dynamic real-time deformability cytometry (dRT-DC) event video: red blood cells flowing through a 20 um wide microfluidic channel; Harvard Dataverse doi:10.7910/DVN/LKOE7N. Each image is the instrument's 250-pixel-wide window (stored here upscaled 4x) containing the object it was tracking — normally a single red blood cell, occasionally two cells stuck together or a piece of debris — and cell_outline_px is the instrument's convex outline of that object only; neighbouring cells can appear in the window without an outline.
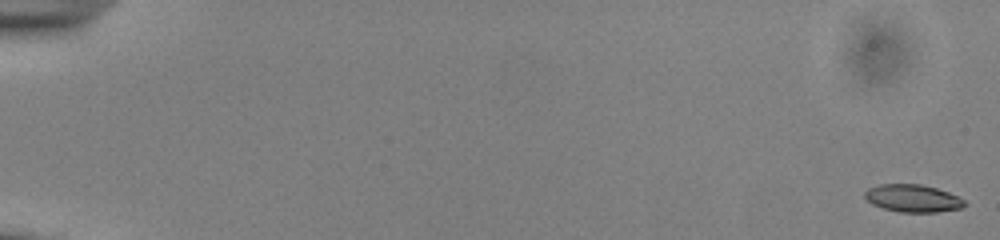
{"species": "common noctule bat (a hibernating species)", "species_latin": "Nyctalus noctula", "temperature_condition": "cold", "stored_images_in_passage": 55, "camera_frame_rate_fps": 3000, "um_per_image_px": 0.085, "animal": {"sex": "male", "body_mass_g": 13.0, "forearm_length_mm": 53.1}, "frame": {"image": 1, "passage_image": 1, "time_ms": 0.0, "image_size_px": [1000, 240], "cell_outline_px": [[968, 204], [960, 208], [936, 212], [900, 212], [884, 208], [872, 204], [864, 196], [864, 192], [868, 188], [880, 184], [920, 184], [936, 188], [948, 192], [964, 200]], "centroid_in_image_um": [77.58, 16.85], "position_along_channel_um": 7.4, "area_um2": 15.9}}
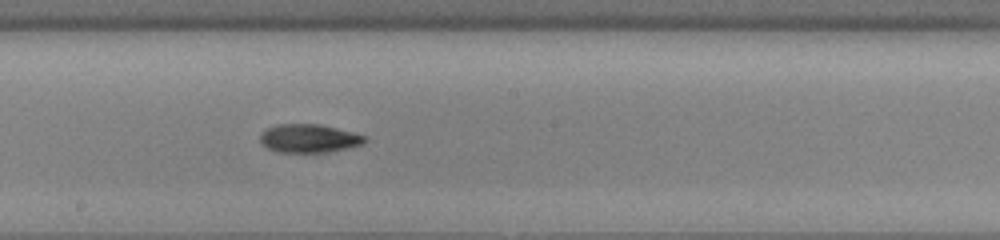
{"frame": {"image": 2, "passage_image": 32, "time_ms": 10.333, "image_size_px": [1000, 240], "cell_outline_px": [[368, 140], [364, 144], [348, 148], [324, 152], [276, 152], [260, 144], [260, 132], [264, 128], [276, 124], [320, 124], [352, 132], [364, 136]], "centroid_in_image_um": [26.21, 11.76], "position_along_channel_um": 222.0, "area_um2": 17.51}}
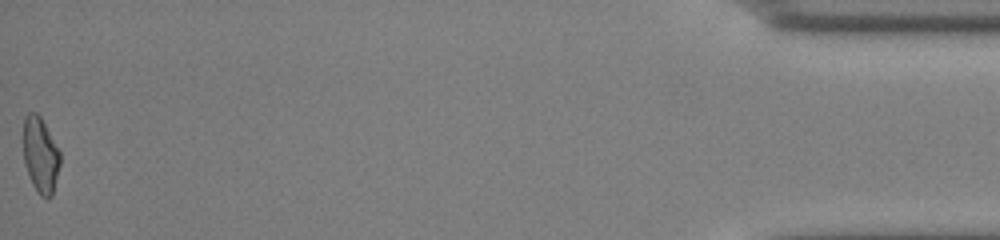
{"frame": {"image": 3, "passage_image": 55, "time_ms": 18.0, "image_size_px": [1000, 240], "cell_outline_px": [[60, 164], [52, 196], [48, 200], [40, 196], [32, 184], [24, 164], [24, 116], [28, 112], [36, 112], [40, 116], [60, 152]], "centroid_in_image_um": [3.44, 13.21], "position_along_channel_um": 431.8, "area_um2": 16.18}, "authors_computed_cell_mechanics": {"area_um2": 16.6464, "velocity_mm_per_s": 3.8855, "shape_relaxation_time_tau1_ms": 3.9009, "shape_relaxation_time_tau2_ms": 4.3206, "deformation_change_tau1": 0.121, "deformation_change_tau2": 0.1216}}